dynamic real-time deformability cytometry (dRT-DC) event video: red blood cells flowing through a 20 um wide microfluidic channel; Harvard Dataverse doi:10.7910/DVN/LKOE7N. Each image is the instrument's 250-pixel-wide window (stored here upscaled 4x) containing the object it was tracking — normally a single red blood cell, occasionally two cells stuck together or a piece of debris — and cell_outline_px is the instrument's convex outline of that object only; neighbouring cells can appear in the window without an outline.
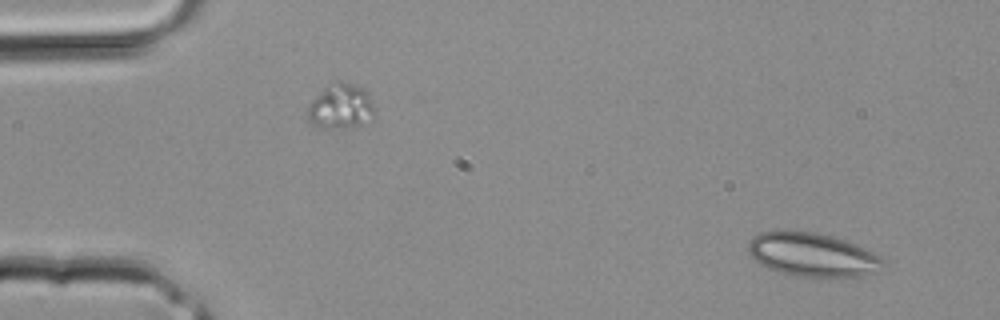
{"species": "common noctule bat (a hibernating species)", "species_latin": "Nyctalus noctula", "temperature_condition": "room temperature", "stored_images_in_passage": 5, "camera_frame_rate_fps": 3000, "um_per_image_px": 0.085, "animal": {"sex": "male", "body_mass_g": 20.4}, "frame": {"image": 1, "passage_image": 1, "time_ms": 0.0, "image_size_px": [1000, 320], "cell_outline_px": [[884, 264], [876, 272], [860, 276], [784, 276], [760, 264], [748, 252], [748, 244], [760, 232], [784, 228], [788, 228], [816, 232], [832, 236], [856, 244], [880, 256], [884, 260]], "centroid_in_image_um": [69.0, 21.62], "position_along_channel_um": 16.0, "area_um2": 34.8}}